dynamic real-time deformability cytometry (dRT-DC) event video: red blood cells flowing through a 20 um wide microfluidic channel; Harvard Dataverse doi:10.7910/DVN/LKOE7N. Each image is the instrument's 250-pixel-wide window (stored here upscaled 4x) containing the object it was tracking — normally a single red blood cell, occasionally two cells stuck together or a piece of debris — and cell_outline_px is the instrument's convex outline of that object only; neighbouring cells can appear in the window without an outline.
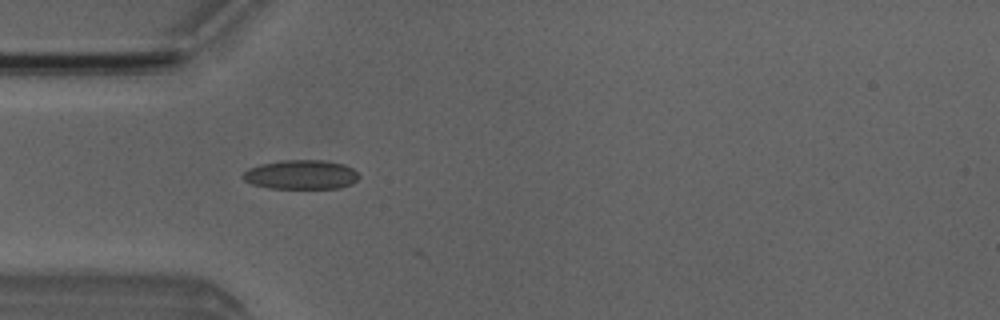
{"species": "Egyptian fruit bat (a non-hibernating species)", "species_latin": "Rousettus aegyptiacus", "temperature_condition": "room temperature", "stored_images_in_passage": 5, "camera_frame_rate_fps": 3000, "um_per_image_px": 0.085, "animal": {"sex": "male"}, "frame": {"image": 1, "passage_image": 4, "time_ms": 4.333, "image_size_px": [1000, 320], "cell_outline_px": [[360, 176], [352, 184], [340, 188], [268, 188], [252, 184], [244, 180], [240, 176], [248, 168], [260, 164], [280, 160], [324, 160], [344, 164], [352, 168]], "centroid_in_image_um": [25.57, 14.84], "position_along_channel_um": 59.4, "area_um2": 19.94}}